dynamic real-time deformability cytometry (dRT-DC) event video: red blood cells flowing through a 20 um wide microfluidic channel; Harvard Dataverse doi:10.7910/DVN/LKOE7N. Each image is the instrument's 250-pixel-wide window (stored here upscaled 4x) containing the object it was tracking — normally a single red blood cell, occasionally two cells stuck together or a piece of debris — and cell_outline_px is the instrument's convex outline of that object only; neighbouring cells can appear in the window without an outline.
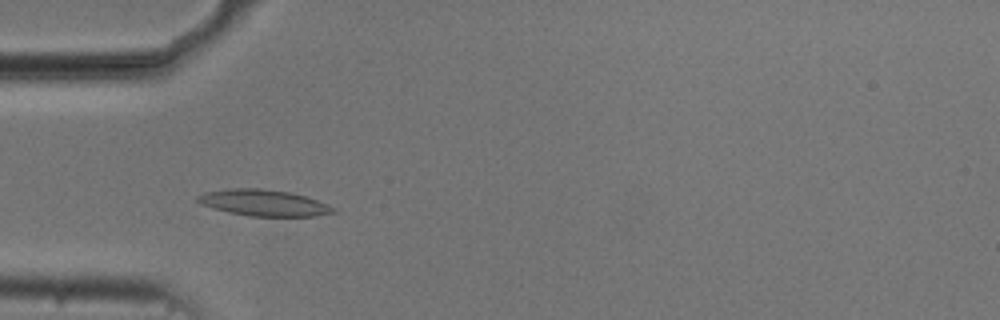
{"species": "common noctule bat (a hibernating species)", "species_latin": "Nyctalus noctula", "temperature_condition": "cold", "stored_images_in_passage": 54, "camera_frame_rate_fps": 3000, "um_per_image_px": 0.085, "animal": {"sex": "male", "body_mass_g": 20.5, "forearm_length_mm": 52.5}, "frame": {"image": 1, "passage_image": 17, "time_ms": 5.333, "image_size_px": [1000, 320], "cell_outline_px": [[336, 212], [316, 216], [248, 216], [228, 212], [204, 204], [196, 200], [196, 196], [204, 192], [228, 188], [260, 188], [292, 192], [316, 200], [336, 208]], "centroid_in_image_um": [22.43, 17.23], "position_along_channel_um": 62.6, "area_um2": 20.69}}
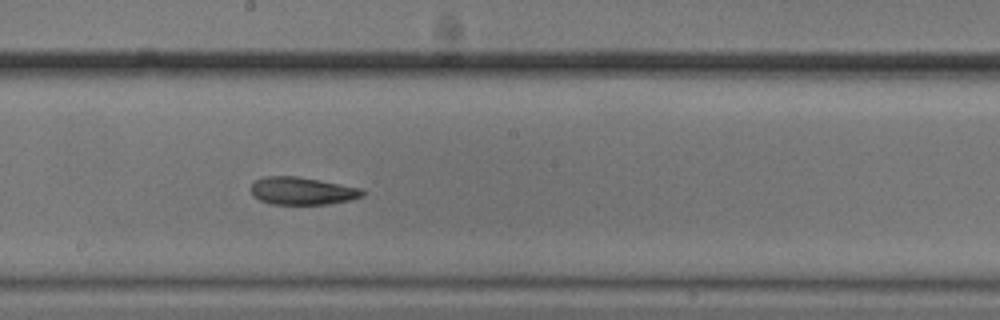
{"frame": {"image": 2, "passage_image": 30, "time_ms": 9.667, "image_size_px": [1000, 320], "cell_outline_px": [[364, 196], [348, 200], [328, 204], [272, 204], [260, 200], [252, 196], [252, 184], [256, 180], [264, 176], [296, 176], [320, 180], [360, 188], [364, 192]], "centroid_in_image_um": [25.67, 16.23], "position_along_channel_um": 222.5, "area_um2": 17.8}}
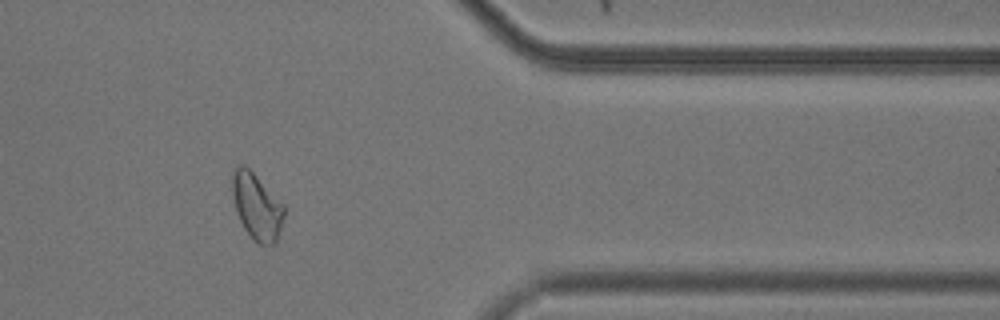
{"frame": {"image": 3, "passage_image": 45, "time_ms": 14.667, "image_size_px": [1000, 320], "cell_outline_px": [[284, 216], [276, 240], [272, 244], [260, 244], [244, 228], [236, 212], [232, 196], [232, 172], [240, 164], [244, 164], [284, 204]], "centroid_in_image_um": [21.81, 17.51], "position_along_channel_um": 389.6, "area_um2": 19.59}, "authors_computed_cell_mechanics": {"area_um2": 19.4497, "velocity_mm_per_s": 3.7186, "shape_relaxation_time_tau1_ms": null, "shape_relaxation_time_tau2_ms": 4.7071, "deformation_change_tau1": null, "deformation_change_tau2": 0.1241}}